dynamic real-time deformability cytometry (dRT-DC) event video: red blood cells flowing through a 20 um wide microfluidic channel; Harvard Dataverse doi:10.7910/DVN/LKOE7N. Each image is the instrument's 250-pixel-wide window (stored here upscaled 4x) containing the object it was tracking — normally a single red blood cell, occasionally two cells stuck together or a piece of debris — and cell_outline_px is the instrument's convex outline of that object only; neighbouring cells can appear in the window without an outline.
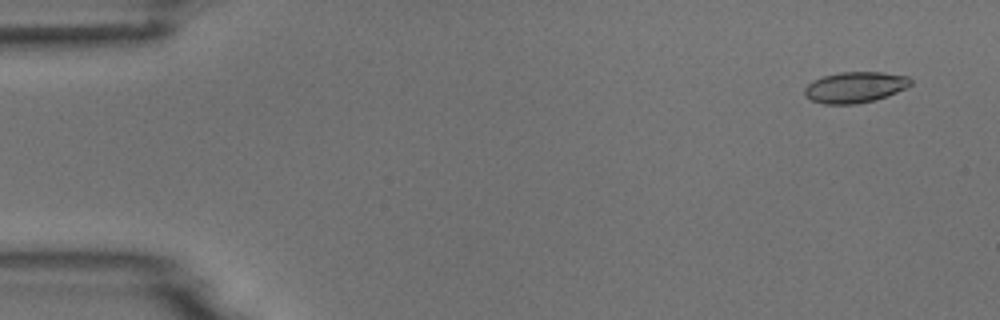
{"species": "common noctule bat (a hibernating species)", "species_latin": "Nyctalus noctula", "temperature_condition": "room temperature", "stored_images_in_passage": 4, "camera_frame_rate_fps": 3000, "um_per_image_px": 0.085, "animal": {"sex": "male", "body_mass_g": 18.8}, "frame": {"image": 1, "passage_image": 1, "time_ms": 0.0, "image_size_px": [1000, 320], "cell_outline_px": [[912, 84], [896, 92], [876, 100], [856, 104], [824, 104], [812, 100], [804, 96], [804, 88], [812, 80], [824, 76], [840, 72], [884, 72], [908, 76], [912, 80]], "centroid_in_image_um": [72.66, 7.41], "position_along_channel_um": 12.3, "area_um2": 19.19}}
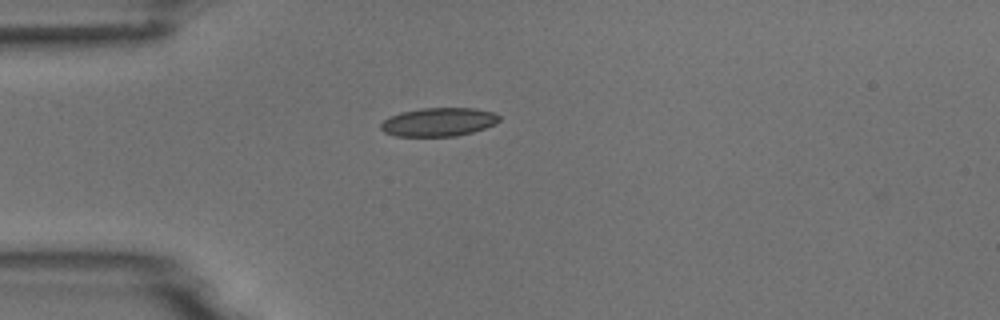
{"frame": {"image": 2, "passage_image": 4, "time_ms": 3.667, "image_size_px": [1000, 320], "cell_outline_px": [[500, 120], [496, 124], [472, 132], [456, 136], [396, 136], [384, 132], [380, 128], [380, 124], [388, 116], [400, 112], [420, 108], [476, 108], [492, 112], [500, 116]], "centroid_in_image_um": [37.26, 10.36], "position_along_channel_um": 47.7, "area_um2": 19.83}}